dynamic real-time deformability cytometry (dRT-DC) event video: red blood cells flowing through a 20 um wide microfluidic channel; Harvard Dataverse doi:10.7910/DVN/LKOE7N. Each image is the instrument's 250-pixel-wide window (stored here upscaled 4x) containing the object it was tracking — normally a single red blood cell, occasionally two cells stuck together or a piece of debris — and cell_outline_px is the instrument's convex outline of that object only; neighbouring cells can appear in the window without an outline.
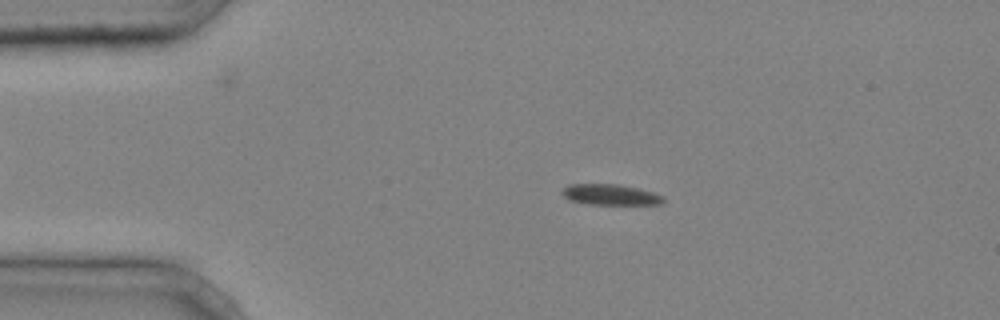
{"species": "common noctule bat (a hibernating species)", "species_latin": "Nyctalus noctula", "temperature_condition": "cold", "stored_images_in_passage": 3, "camera_frame_rate_fps": 3000, "um_per_image_px": 0.085, "animal": {"sex": "male", "body_mass_g": 20.4}, "frame": {"image": 1, "passage_image": 2, "time_ms": 0.333, "image_size_px": [1000, 320], "cell_outline_px": [[664, 200], [660, 204], [588, 204], [568, 200], [560, 192], [568, 184], [620, 184], [652, 192], [664, 196]], "centroid_in_image_um": [51.84, 16.54], "position_along_channel_um": 33.2, "area_um2": 12.2}}